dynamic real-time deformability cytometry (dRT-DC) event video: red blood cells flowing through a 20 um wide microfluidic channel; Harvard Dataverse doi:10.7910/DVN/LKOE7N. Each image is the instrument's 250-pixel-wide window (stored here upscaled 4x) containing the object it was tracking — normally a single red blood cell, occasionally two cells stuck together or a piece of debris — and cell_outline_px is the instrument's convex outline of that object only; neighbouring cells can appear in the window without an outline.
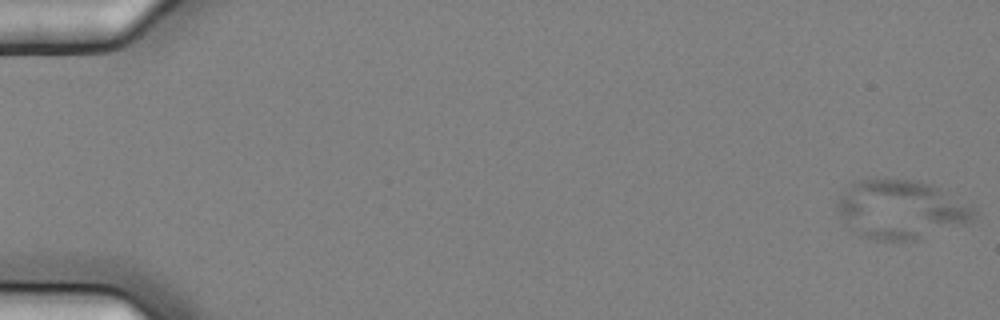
{"species": "common noctule bat (a hibernating species)", "species_latin": "Nyctalus noctula", "temperature_condition": "cold", "stored_images_in_passage": 6, "camera_frame_rate_fps": 3000, "um_per_image_px": 0.085, "animal": {"sex": "female", "body_mass_g": 25.1}, "frame": {"image": 1, "passage_image": 2, "time_ms": 0.333, "image_size_px": [1000, 320], "cell_outline_px": [[976, 212], [972, 220], [968, 224], [916, 240], [876, 240], [864, 236], [852, 228], [840, 212], [836, 204], [840, 196], [852, 180], [884, 176], [916, 180], [932, 184], [968, 204]], "centroid_in_image_um": [76.59, 17.75], "position_along_channel_um": 8.4, "area_um2": 47.11}}
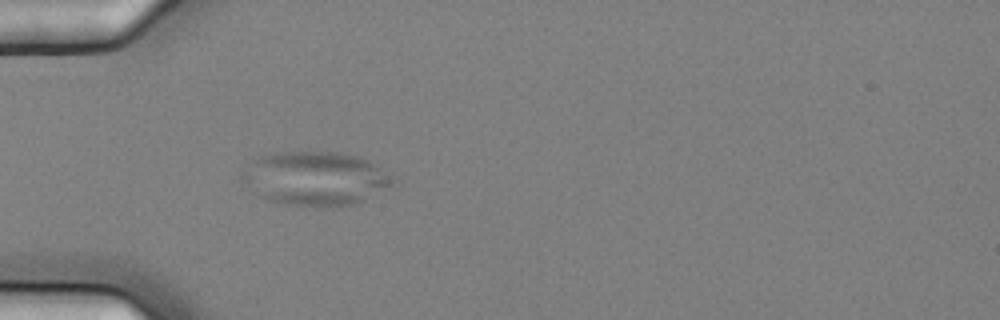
{"frame": {"image": 2, "passage_image": 6, "time_ms": 1.667, "image_size_px": [1000, 320], "cell_outline_px": [[396, 180], [392, 184], [364, 200], [356, 204], [336, 208], [316, 208], [284, 204], [268, 200], [256, 196], [240, 176], [240, 172], [252, 160], [260, 156], [276, 152], [340, 152], [356, 156], [380, 164]], "centroid_in_image_um": [26.79, 15.19], "position_along_channel_um": 58.2, "area_um2": 48.21}}